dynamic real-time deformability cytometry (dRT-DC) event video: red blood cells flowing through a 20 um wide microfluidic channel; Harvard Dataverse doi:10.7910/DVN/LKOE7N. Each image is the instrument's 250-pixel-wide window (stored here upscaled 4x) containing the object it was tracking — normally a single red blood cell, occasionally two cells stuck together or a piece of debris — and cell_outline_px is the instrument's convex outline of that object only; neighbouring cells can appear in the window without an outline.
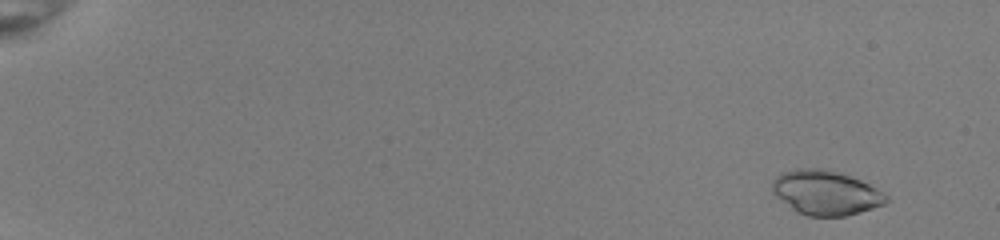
{"species": "common noctule bat (a hibernating species)", "species_latin": "Nyctalus noctula", "temperature_condition": "room temperature", "stored_images_in_passage": 53, "camera_frame_rate_fps": 3000, "um_per_image_px": 0.085, "animal": {"sex": "female", "body_mass_g": 22.0, "forearm_length_mm": 56.7}, "frame": {"image": 1, "passage_image": 4, "time_ms": 1.0, "image_size_px": [1000, 240], "cell_outline_px": [[888, 200], [884, 204], [860, 212], [844, 216], [808, 216], [796, 212], [776, 196], [772, 192], [772, 180], [780, 172], [796, 168], [820, 168], [836, 172], [860, 180], [884, 192], [888, 196]], "centroid_in_image_um": [70.15, 16.38], "position_along_channel_um": 14.8, "area_um2": 29.48}}
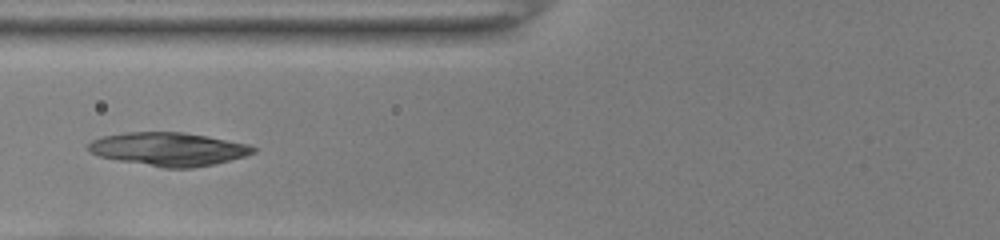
{"frame": {"image": 2, "passage_image": 24, "time_ms": 7.667, "image_size_px": [1000, 240], "cell_outline_px": [[256, 152], [244, 156], [212, 164], [192, 168], [164, 168], [116, 160], [100, 156], [88, 152], [88, 144], [92, 140], [100, 136], [124, 132], [184, 132], [208, 136], [248, 144], [256, 148]], "centroid_in_image_um": [14.28, 12.67], "position_along_channel_um": 111.5, "area_um2": 32.14}}
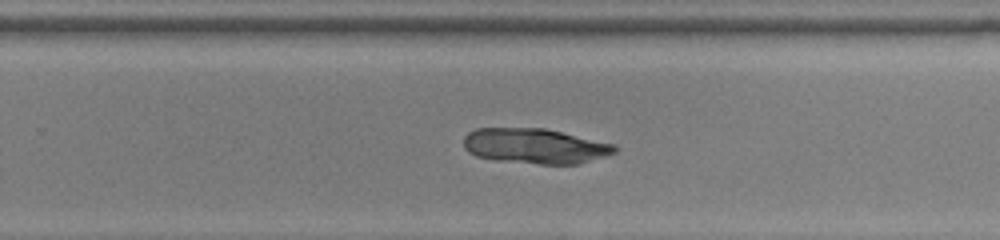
{"frame": {"image": 3, "passage_image": 37, "time_ms": 12.0, "image_size_px": [1000, 240], "cell_outline_px": [[616, 152], [604, 156], [576, 164], [540, 164], [496, 160], [476, 156], [468, 152], [464, 148], [464, 136], [468, 132], [476, 128], [544, 128], [616, 144]], "centroid_in_image_um": [45.45, 12.41], "position_along_channel_um": 284.4, "area_um2": 30.92}}